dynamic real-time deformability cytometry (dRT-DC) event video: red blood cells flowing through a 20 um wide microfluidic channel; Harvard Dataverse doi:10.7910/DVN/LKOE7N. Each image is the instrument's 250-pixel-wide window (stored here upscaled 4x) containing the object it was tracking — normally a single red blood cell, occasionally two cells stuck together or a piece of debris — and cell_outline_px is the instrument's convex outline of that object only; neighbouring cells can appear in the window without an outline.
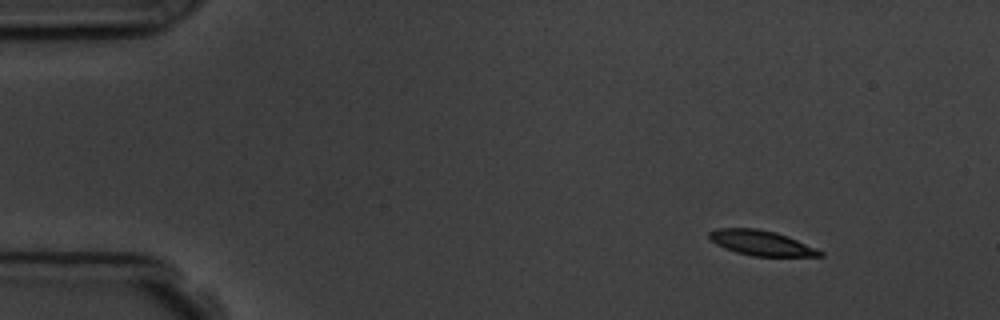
{"species": "common noctule bat (a hibernating species)", "species_latin": "Nyctalus noctula", "temperature_condition": "room temperature", "stored_images_in_passage": 4, "camera_frame_rate_fps": 3000, "um_per_image_px": 0.085, "animal": {"sex": "male", "body_mass_g": 19.5, "forearm_length_mm": 54.6}, "frame": {"image": 1, "passage_image": 1, "time_ms": 0.0, "image_size_px": [1000, 320], "cell_outline_px": [[824, 256], [752, 256], [736, 252], [724, 248], [716, 244], [708, 236], [708, 232], [720, 228], [756, 228], [776, 232], [788, 236], [824, 252]], "centroid_in_image_um": [64.7, 20.65], "position_along_channel_um": 20.3, "area_um2": 16.07}}
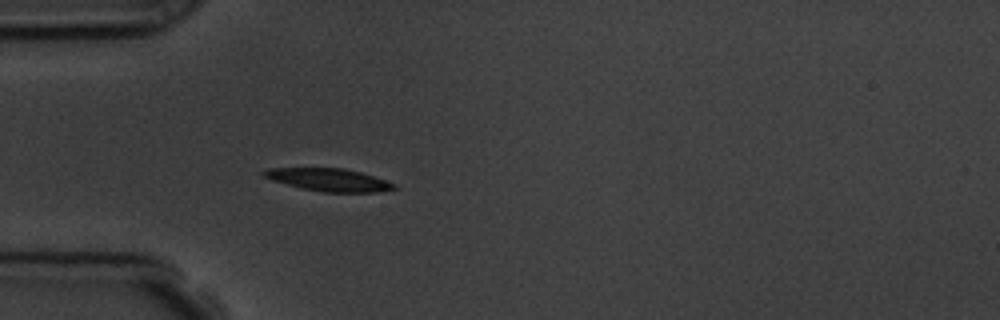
{"frame": {"image": 2, "passage_image": 4, "time_ms": 3.333, "image_size_px": [1000, 320], "cell_outline_px": [[396, 188], [376, 192], [324, 192], [300, 188], [272, 180], [264, 176], [260, 172], [268, 168], [344, 168], [360, 172], [396, 184]], "centroid_in_image_um": [27.91, 15.28], "position_along_channel_um": 57.1, "area_um2": 17.05}}